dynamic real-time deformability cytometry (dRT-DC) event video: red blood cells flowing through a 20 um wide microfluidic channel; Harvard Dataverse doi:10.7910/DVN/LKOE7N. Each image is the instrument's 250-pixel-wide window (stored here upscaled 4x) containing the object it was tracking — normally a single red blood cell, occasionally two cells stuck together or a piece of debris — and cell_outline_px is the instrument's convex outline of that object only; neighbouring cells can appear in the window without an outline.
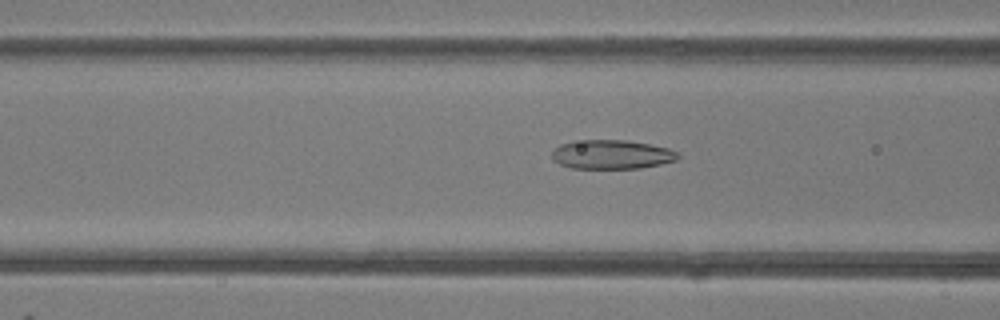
{"species": "common noctule bat (a hibernating species)", "species_latin": "Nyctalus noctula", "temperature_condition": "room temperature", "stored_images_in_passage": 25, "camera_frame_rate_fps": 3000, "um_per_image_px": 0.085, "animal": {"sex": "female"}, "frame": {"image": 1, "passage_image": 4, "time_ms": 1.0, "image_size_px": [1000, 320], "cell_outline_px": [[680, 156], [676, 160], [660, 164], [640, 168], [572, 168], [560, 164], [552, 160], [552, 152], [560, 144], [572, 140], [628, 140], [668, 148], [676, 152]], "centroid_in_image_um": [51.96, 13.12], "position_along_channel_um": 114.6, "area_um2": 21.33}}
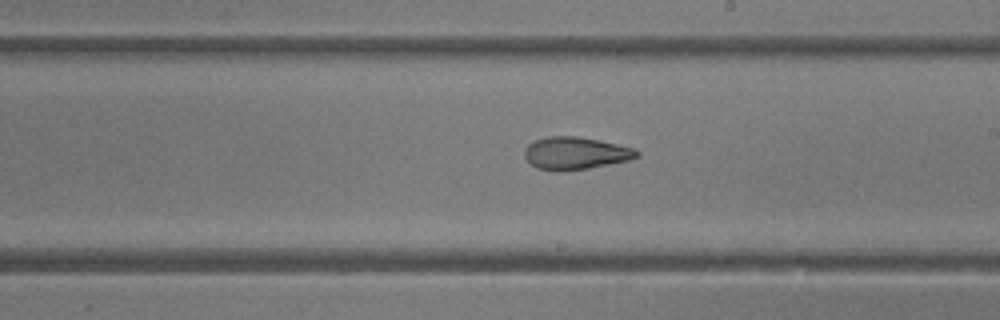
{"frame": {"image": 2, "passage_image": 13, "time_ms": 4.0, "image_size_px": [1000, 320], "cell_outline_px": [[640, 156], [628, 160], [588, 168], [560, 172], [556, 172], [536, 168], [524, 156], [524, 148], [528, 144], [536, 140], [548, 136], [576, 136], [600, 140], [636, 148], [640, 152]], "centroid_in_image_um": [48.92, 13.02], "position_along_channel_um": 240.1, "area_um2": 21.44}}
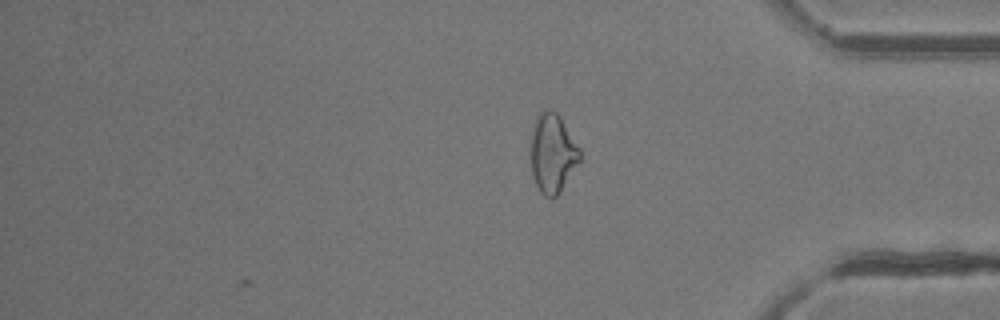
{"frame": {"image": 3, "passage_image": 25, "time_ms": 8.0, "image_size_px": [1000, 320], "cell_outline_px": [[580, 160], [560, 192], [552, 200], [544, 196], [540, 192], [532, 176], [532, 132], [536, 116], [540, 112], [548, 108], [556, 112], [560, 116], [580, 148]], "centroid_in_image_um": [46.98, 13.03], "position_along_channel_um": 388.2, "area_um2": 22.48}, "authors_computed_cell_mechanics": {"area_um2": 20.8658, "velocity_mm_per_s": 4.1711, "shape_relaxation_time_tau1_ms": 9.8571, "shape_relaxation_time_tau2_ms": 3.6063, "deformation_change_tau1": 0.2165, "deformation_change_tau2": 0.1078}}